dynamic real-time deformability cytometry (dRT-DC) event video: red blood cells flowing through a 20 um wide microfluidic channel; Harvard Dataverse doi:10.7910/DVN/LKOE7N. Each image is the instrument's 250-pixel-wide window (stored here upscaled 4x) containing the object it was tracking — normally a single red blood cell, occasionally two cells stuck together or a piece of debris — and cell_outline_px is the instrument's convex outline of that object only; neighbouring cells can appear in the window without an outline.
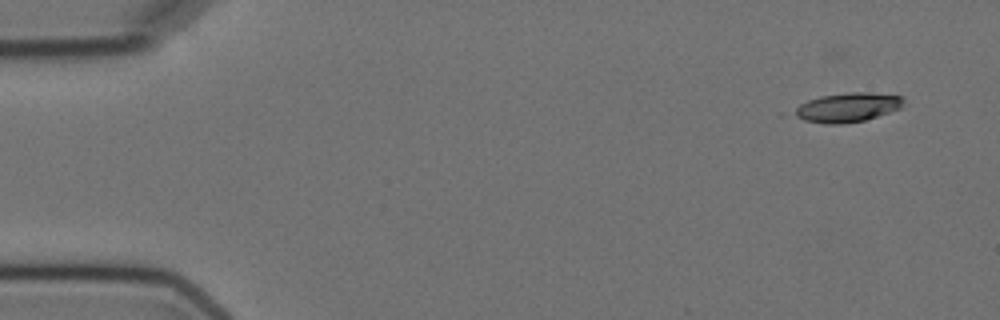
{"species": "Egyptian fruit bat (a non-hibernating species)", "species_latin": "Rousettus aegyptiacus", "temperature_condition": "cold", "stored_images_in_passage": 4, "camera_frame_rate_fps": 3000, "um_per_image_px": 0.085, "animal": {"sex": "female"}, "frame": {"image": 1, "passage_image": 1, "time_ms": 0.0, "image_size_px": [1000, 320], "cell_outline_px": [[904, 100], [900, 108], [864, 120], [840, 124], [828, 124], [780, 116], [800, 104], [808, 100], [820, 96], [848, 92], [872, 92], [904, 96]], "centroid_in_image_um": [71.87, 9.13], "position_along_channel_um": 13.1, "area_um2": 19.19}}
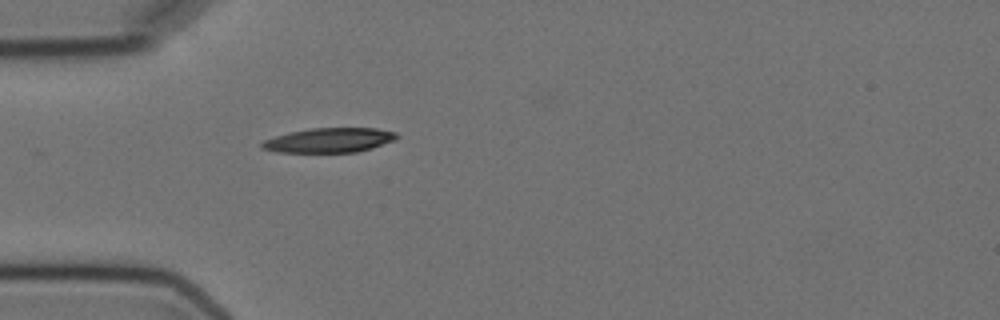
{"frame": {"image": 2, "passage_image": 4, "time_ms": 4.333, "image_size_px": [1000, 320], "cell_outline_px": [[400, 136], [396, 140], [372, 148], [356, 152], [276, 152], [260, 148], [260, 144], [264, 140], [276, 136], [292, 132], [312, 128], [376, 128], [396, 132]], "centroid_in_image_um": [28.02, 11.92], "position_along_channel_um": 57.0, "area_um2": 19.31}}